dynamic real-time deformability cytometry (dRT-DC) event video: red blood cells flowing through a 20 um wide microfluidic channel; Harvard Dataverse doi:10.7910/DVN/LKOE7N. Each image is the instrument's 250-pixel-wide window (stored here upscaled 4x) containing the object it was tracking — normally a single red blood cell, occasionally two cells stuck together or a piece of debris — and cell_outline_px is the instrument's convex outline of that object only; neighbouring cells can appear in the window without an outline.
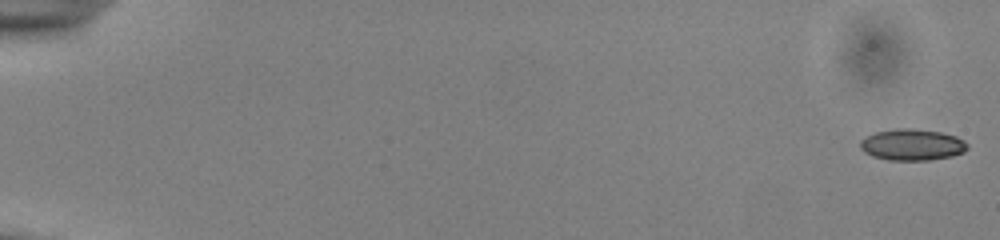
{"species": "common noctule bat (a hibernating species)", "species_latin": "Nyctalus noctula", "temperature_condition": "cold", "stored_images_in_passage": 52, "camera_frame_rate_fps": 3000, "um_per_image_px": 0.085, "animal": {"sex": "male", "body_mass_g": 13.0, "forearm_length_mm": 53.1}, "frame": {"image": 1, "passage_image": 1, "time_ms": 0.0, "image_size_px": [1000, 240], "cell_outline_px": [[968, 148], [964, 152], [952, 156], [928, 160], [888, 160], [872, 156], [864, 152], [860, 148], [860, 140], [876, 132], [896, 128], [908, 128], [940, 132], [956, 136], [964, 140], [968, 144]], "centroid_in_image_um": [77.54, 12.3], "position_along_channel_um": 7.5, "area_um2": 19.59}}
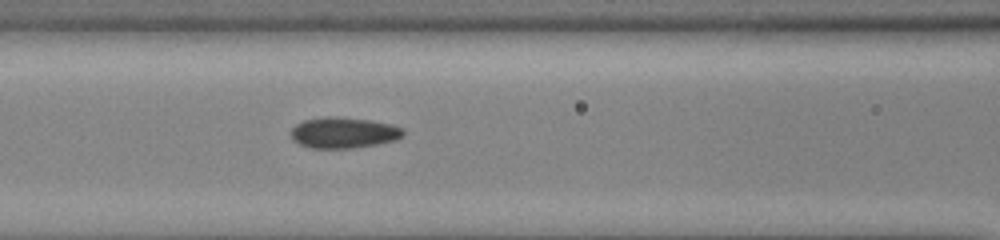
{"frame": {"image": 2, "passage_image": 25, "time_ms": 8.0, "image_size_px": [1000, 240], "cell_outline_px": [[404, 136], [396, 140], [376, 144], [352, 148], [312, 148], [300, 144], [292, 140], [292, 128], [296, 124], [304, 120], [328, 116], [336, 116], [372, 120], [392, 124], [404, 128]], "centroid_in_image_um": [29.24, 11.27], "position_along_channel_um": 137.4, "area_um2": 20.35}}
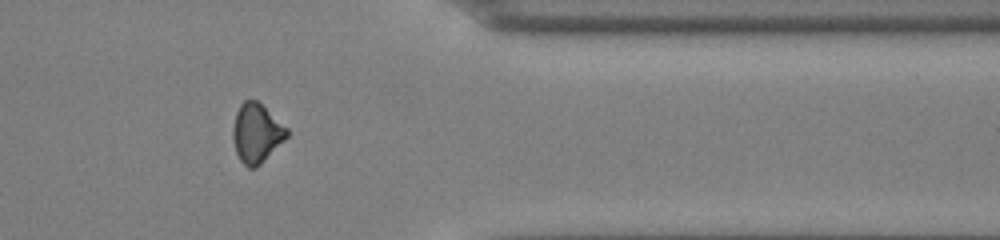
{"frame": {"image": 3, "passage_image": 45, "time_ms": 14.667, "image_size_px": [1000, 240], "cell_outline_px": [[288, 136], [256, 168], [248, 168], [240, 160], [236, 152], [232, 140], [232, 128], [236, 112], [240, 104], [244, 100], [256, 100], [288, 128]], "centroid_in_image_um": [21.78, 11.32], "position_along_channel_um": 389.6, "area_um2": 18.5}}